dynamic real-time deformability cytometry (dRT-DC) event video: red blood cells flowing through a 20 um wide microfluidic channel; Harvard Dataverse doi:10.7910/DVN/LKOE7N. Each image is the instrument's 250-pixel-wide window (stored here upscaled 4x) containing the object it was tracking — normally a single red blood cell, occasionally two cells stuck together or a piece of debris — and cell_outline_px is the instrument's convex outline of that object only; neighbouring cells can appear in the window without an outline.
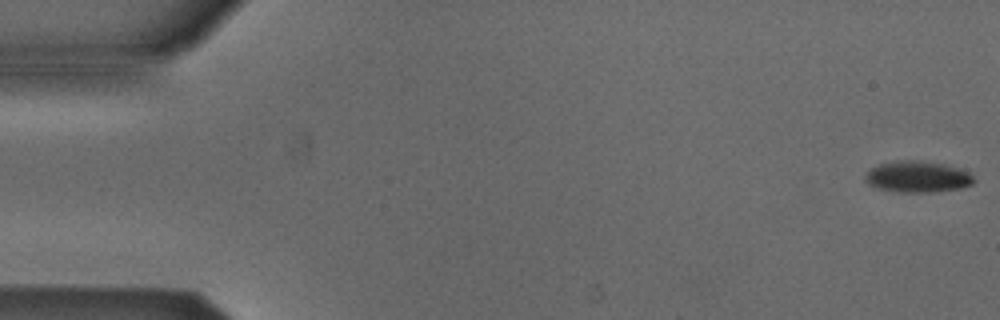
{"species": "Egyptian fruit bat (a non-hibernating species)", "species_latin": "Rousettus aegyptiacus", "temperature_condition": "cold", "stored_images_in_passage": 40, "camera_frame_rate_fps": 3000, "um_per_image_px": 0.085, "animal": {"sex": "male"}, "frame": {"image": 1, "passage_image": 1, "time_ms": 0.0, "image_size_px": [1000, 320], "cell_outline_px": [[976, 180], [972, 184], [960, 188], [932, 192], [896, 192], [876, 188], [868, 184], [864, 180], [864, 176], [868, 168], [880, 164], [896, 160], [920, 160], [944, 164], [968, 172]], "centroid_in_image_um": [77.93, 15.02], "position_along_channel_um": 7.1, "area_um2": 20.0}}
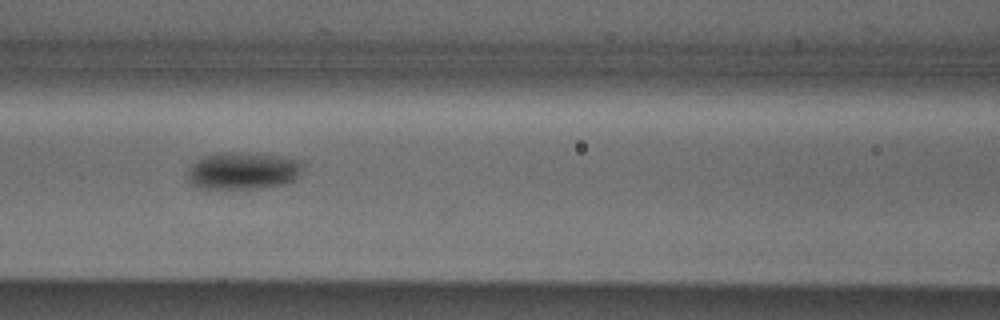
{"frame": {"image": 2, "passage_image": 23, "time_ms": 7.333, "image_size_px": [1000, 320], "cell_outline_px": [[300, 172], [292, 180], [284, 184], [260, 188], [196, 188], [188, 180], [188, 168], [196, 160], [204, 156], [224, 152], [248, 152], [280, 156], [300, 160]], "centroid_in_image_um": [20.6, 14.51], "position_along_channel_um": 146.0, "area_um2": 24.85}}
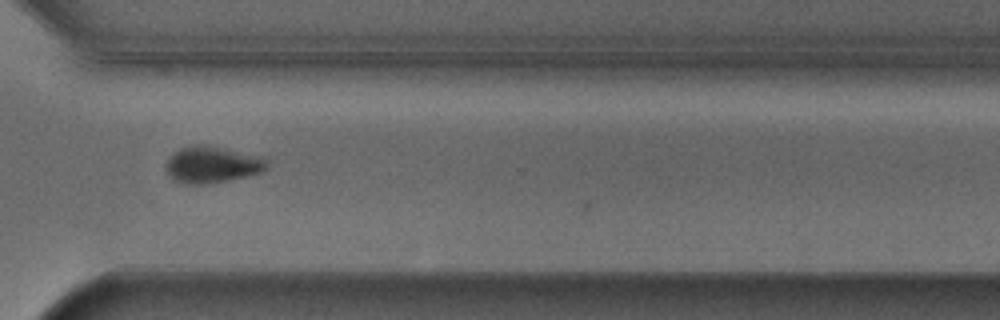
{"frame": {"image": 3, "passage_image": 39, "time_ms": 12.667, "image_size_px": [1000, 320], "cell_outline_px": [[268, 168], [260, 172], [228, 180], [200, 184], [184, 184], [168, 176], [164, 164], [180, 148], [192, 144], [208, 144], [264, 156], [268, 160]], "centroid_in_image_um": [18.05, 13.96], "position_along_channel_um": 352.5, "area_um2": 21.73}}